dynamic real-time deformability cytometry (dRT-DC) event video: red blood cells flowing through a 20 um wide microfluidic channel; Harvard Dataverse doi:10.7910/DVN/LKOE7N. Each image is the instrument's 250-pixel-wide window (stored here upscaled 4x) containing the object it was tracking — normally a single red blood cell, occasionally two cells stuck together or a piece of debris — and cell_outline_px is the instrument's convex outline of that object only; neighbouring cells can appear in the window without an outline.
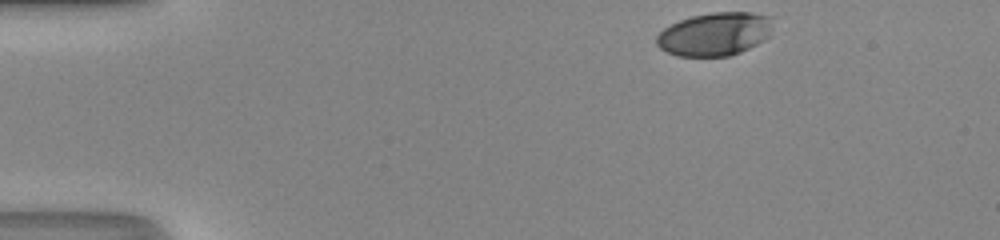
{"species": "human", "species_latin": "Homo sapiens", "temperature_condition": "room temperature", "stored_images_in_passage": 35, "camera_frame_rate_fps": 3000, "um_per_image_px": 0.085, "donor": {"sex": "male"}, "frame": {"image": 1, "passage_image": 1, "time_ms": 0.0, "image_size_px": [1000, 240], "cell_outline_px": [[772, 16], [768, 36], [764, 40], [740, 52], [728, 56], [676, 56], [660, 48], [656, 44], [656, 36], [664, 28], [680, 20], [692, 16], [712, 12], [752, 12]], "centroid_in_image_um": [60.74, 2.89], "position_along_channel_um": 24.3, "area_um2": 29.19}}
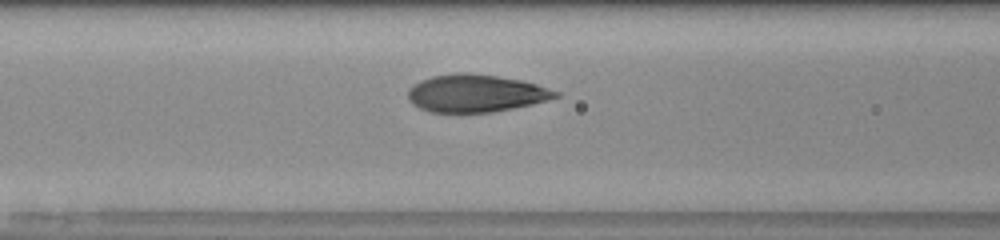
{"frame": {"image": 2, "passage_image": 15, "time_ms": 4.667, "image_size_px": [1000, 240], "cell_outline_px": [[560, 96], [532, 104], [492, 112], [432, 112], [420, 108], [412, 104], [408, 100], [408, 88], [412, 84], [420, 80], [432, 76], [456, 72], [472, 72], [520, 80], [536, 84], [560, 92]], "centroid_in_image_um": [40.4, 7.92], "position_along_channel_um": 126.2, "area_um2": 32.37}}
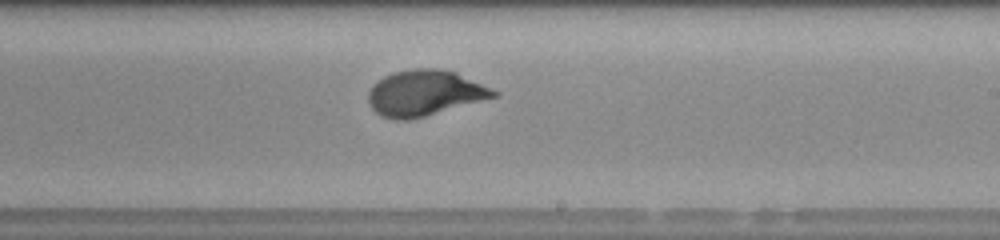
{"frame": {"image": 3, "passage_image": 24, "time_ms": 7.667, "image_size_px": [1000, 240], "cell_outline_px": [[500, 96], [424, 116], [408, 120], [396, 120], [380, 116], [368, 104], [368, 92], [372, 84], [384, 76], [392, 72], [412, 68], [440, 68], [456, 72], [500, 92]], "centroid_in_image_um": [36.09, 7.9], "position_along_channel_um": 252.9, "area_um2": 33.64}, "authors_computed_cell_mechanics": {"area_um2": 32.8304, "velocity_mm_per_s": 4.2395, "shape_relaxation_time_tau1_ms": 3.4407, "shape_relaxation_time_tau2_ms": null, "deformation_change_tau1": 0.1874, "deformation_change_tau2": null}}